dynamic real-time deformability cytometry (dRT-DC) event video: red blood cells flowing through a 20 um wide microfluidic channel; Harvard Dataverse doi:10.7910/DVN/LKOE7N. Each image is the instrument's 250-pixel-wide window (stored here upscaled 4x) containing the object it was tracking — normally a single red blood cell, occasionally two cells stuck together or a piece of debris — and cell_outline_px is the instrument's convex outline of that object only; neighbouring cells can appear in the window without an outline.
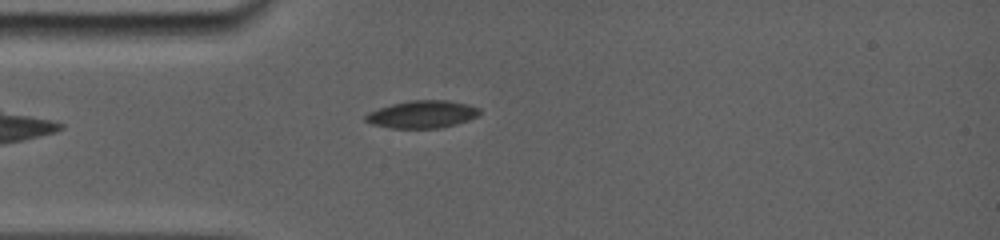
{"species": "common noctule bat (a hibernating species)", "species_latin": "Nyctalus noctula", "temperature_condition": "room temperature", "stored_images_in_passage": 3, "camera_frame_rate_fps": 5000, "um_per_image_px": 0.085, "animal": {"sex": "female", "body_mass_g": 19.0, "forearm_length_mm": 56.7}, "frame": {"image": 1, "passage_image": 3, "time_ms": 2.4, "image_size_px": [1000, 240], "cell_outline_px": [[480, 112], [476, 116], [468, 120], [456, 124], [440, 128], [392, 128], [372, 124], [364, 120], [364, 116], [368, 112], [392, 104], [408, 100], [448, 100], [468, 104], [480, 108]], "centroid_in_image_um": [35.88, 9.71], "position_along_channel_um": 49.1, "area_um2": 18.26}}